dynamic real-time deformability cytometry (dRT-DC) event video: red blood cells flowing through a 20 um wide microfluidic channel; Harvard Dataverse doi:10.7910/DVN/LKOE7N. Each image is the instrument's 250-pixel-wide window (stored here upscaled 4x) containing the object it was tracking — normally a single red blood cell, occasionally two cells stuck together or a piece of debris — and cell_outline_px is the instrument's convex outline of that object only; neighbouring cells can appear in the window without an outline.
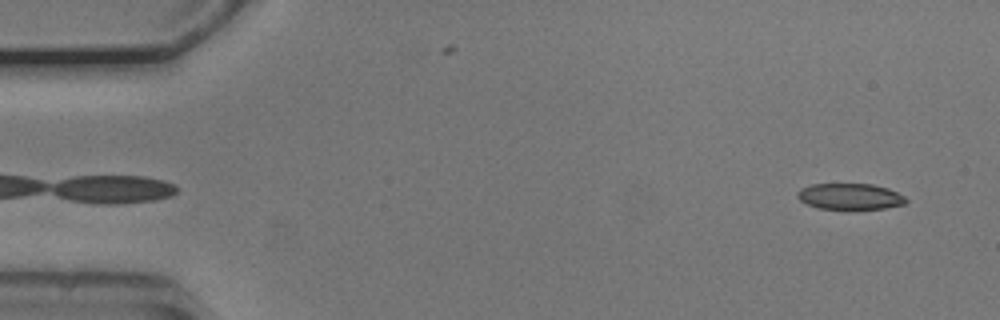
{"species": "common noctule bat (a hibernating species)", "species_latin": "Nyctalus noctula", "temperature_condition": "cold", "stored_images_in_passage": 52, "camera_frame_rate_fps": 3000, "um_per_image_px": 0.085, "animal": {"sex": "male", "body_mass_g": 20.5, "forearm_length_mm": 52.5}, "frame": {"image": 1, "passage_image": 2, "time_ms": 0.333, "image_size_px": [1000, 320], "cell_outline_px": [[908, 200], [904, 204], [884, 208], [856, 212], [848, 212], [816, 208], [800, 200], [796, 196], [796, 192], [800, 188], [812, 184], [872, 184], [888, 188], [904, 196]], "centroid_in_image_um": [72.23, 16.75], "position_along_channel_um": 12.8, "area_um2": 17.4}}
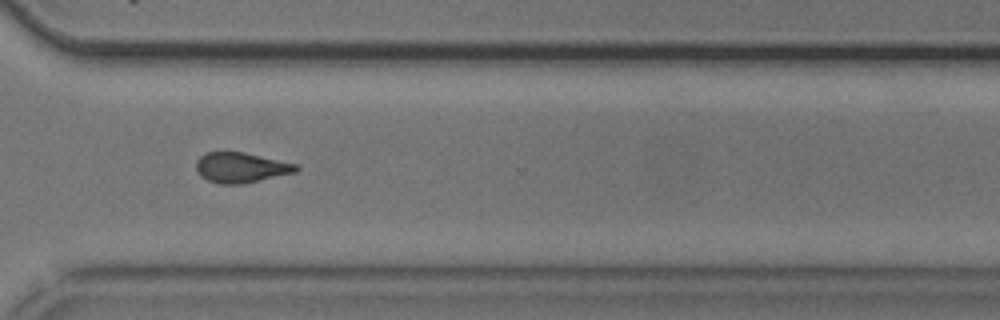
{"frame": {"image": 2, "passage_image": 38, "time_ms": 12.333, "image_size_px": [1000, 320], "cell_outline_px": [[300, 168], [296, 172], [244, 184], [220, 184], [208, 180], [200, 176], [196, 172], [196, 160], [204, 152], [244, 152], [300, 164]], "centroid_in_image_um": [20.5, 14.24], "position_along_channel_um": 350.1, "area_um2": 17.92}}
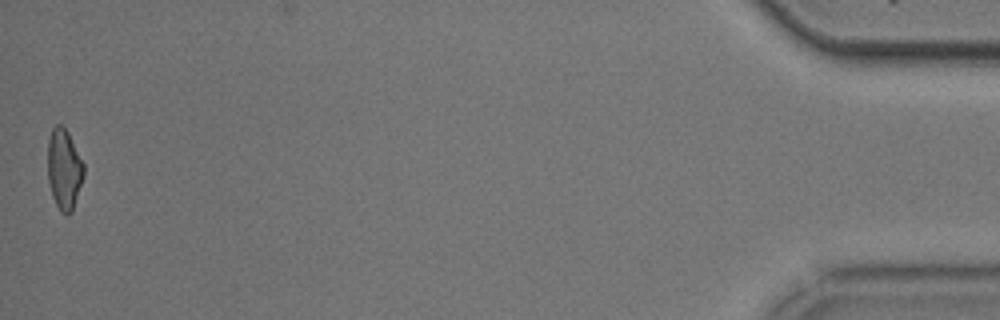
{"frame": {"image": 3, "passage_image": 52, "time_ms": 17.0, "image_size_px": [1000, 320], "cell_outline_px": [[84, 176], [72, 212], [60, 212], [52, 196], [48, 180], [48, 140], [52, 128], [56, 124], [60, 124], [68, 132], [84, 164]], "centroid_in_image_um": [5.45, 14.37], "position_along_channel_um": 429.8, "area_um2": 16.82}, "authors_computed_cell_mechanics": {"area_um2": 17.8891, "velocity_mm_per_s": 3.7492, "shape_relaxation_time_tau1_ms": 11.2837, "shape_relaxation_time_tau2_ms": 3.8376, "deformation_change_tau1": 0.2264, "deformation_change_tau2": 0.1206}}